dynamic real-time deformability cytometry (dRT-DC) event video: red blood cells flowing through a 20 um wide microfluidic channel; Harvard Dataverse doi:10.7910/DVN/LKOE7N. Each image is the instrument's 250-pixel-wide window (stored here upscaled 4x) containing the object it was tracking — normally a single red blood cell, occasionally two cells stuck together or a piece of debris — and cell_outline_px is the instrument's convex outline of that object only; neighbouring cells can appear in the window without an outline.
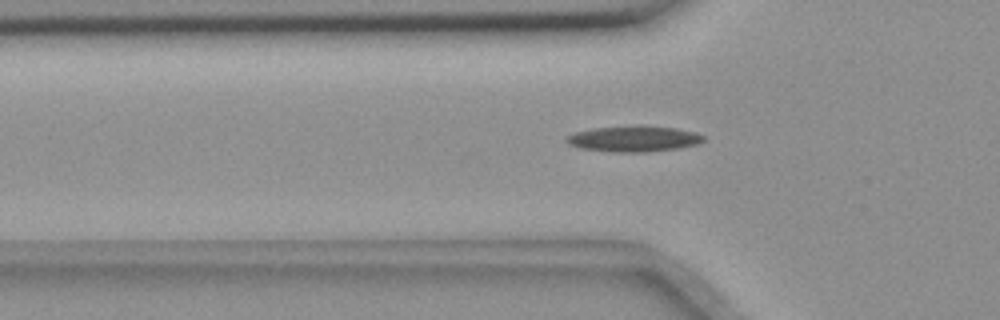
{"species": "common noctule bat (a hibernating species)", "species_latin": "Nyctalus noctula", "temperature_condition": "room temperature", "stored_images_in_passage": 43, "camera_frame_rate_fps": 3000, "um_per_image_px": 0.085, "animal": {"sex": "female", "body_mass_g": 18.4}, "frame": {"image": 1, "passage_image": 5, "time_ms": 1.333, "image_size_px": [1000, 320], "cell_outline_px": [[704, 140], [696, 144], [680, 148], [648, 152], [612, 152], [580, 148], [568, 144], [564, 140], [568, 136], [576, 132], [592, 128], [636, 124], [676, 128], [696, 132], [704, 136]], "centroid_in_image_um": [53.87, 11.78], "position_along_channel_um": 71.9, "area_um2": 20.98}}
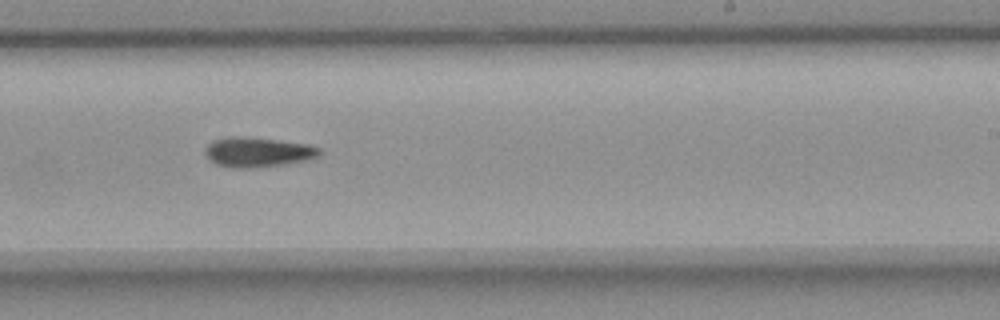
{"frame": {"image": 2, "passage_image": 21, "time_ms": 6.667, "image_size_px": [1000, 320], "cell_outline_px": [[320, 156], [308, 160], [288, 164], [256, 168], [232, 168], [216, 164], [208, 160], [204, 152], [204, 148], [212, 140], [228, 136], [244, 136], [308, 144], [320, 148]], "centroid_in_image_um": [21.88, 12.94], "position_along_channel_um": 267.1, "area_um2": 20.29}}
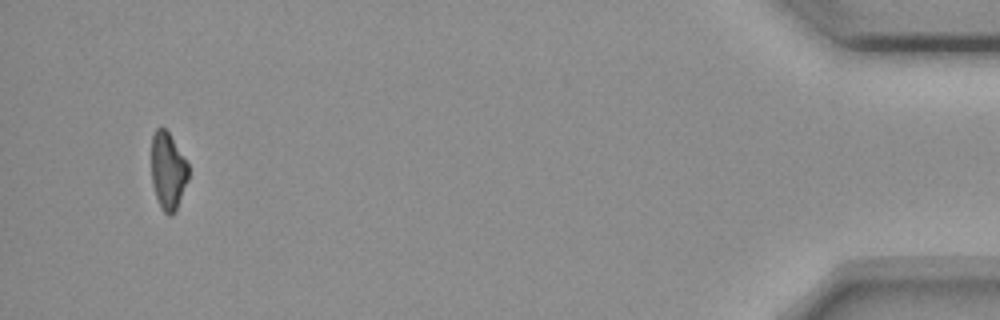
{"frame": {"image": 3, "passage_image": 40, "time_ms": 13.0, "image_size_px": [1000, 320], "cell_outline_px": [[188, 180], [176, 208], [172, 216], [168, 216], [160, 208], [152, 184], [152, 136], [156, 128], [164, 128], [168, 132], [188, 164]], "centroid_in_image_um": [14.26, 14.55], "position_along_channel_um": 420.9, "area_um2": 16.42}}